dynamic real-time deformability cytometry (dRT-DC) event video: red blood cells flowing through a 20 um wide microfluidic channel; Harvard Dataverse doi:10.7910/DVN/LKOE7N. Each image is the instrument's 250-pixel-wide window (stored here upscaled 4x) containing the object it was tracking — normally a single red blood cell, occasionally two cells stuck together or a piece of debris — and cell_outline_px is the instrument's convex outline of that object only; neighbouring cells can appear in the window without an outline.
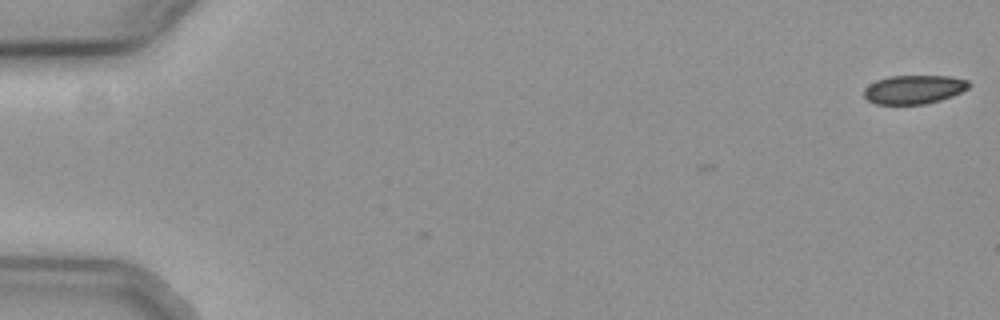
{"species": "common noctule bat (a hibernating species)", "species_latin": "Nyctalus noctula", "temperature_condition": "cold", "stored_images_in_passage": 3, "camera_frame_rate_fps": 3000, "um_per_image_px": 0.085, "animal": {"sex": "female", "body_mass_g": 19.3, "forearm_length_mm": 54.1}, "frame": {"image": 1, "passage_image": 3, "time_ms": 0.667, "image_size_px": [1000, 320], "cell_outline_px": [[972, 84], [968, 88], [952, 96], [940, 100], [924, 104], [876, 104], [868, 100], [864, 96], [864, 88], [868, 84], [876, 80], [888, 76], [952, 76], [968, 80]], "centroid_in_image_um": [77.68, 7.59], "position_along_channel_um": 7.3, "area_um2": 17.69}}